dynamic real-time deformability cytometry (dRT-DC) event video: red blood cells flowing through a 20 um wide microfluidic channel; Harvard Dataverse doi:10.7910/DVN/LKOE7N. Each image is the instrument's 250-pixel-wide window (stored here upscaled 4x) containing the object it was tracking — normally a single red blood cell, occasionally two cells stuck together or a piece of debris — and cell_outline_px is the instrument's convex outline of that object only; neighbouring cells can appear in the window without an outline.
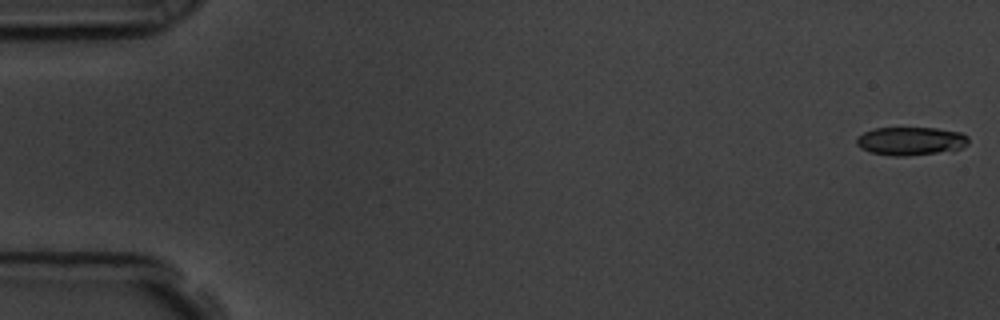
{"species": "common noctule bat (a hibernating species)", "species_latin": "Nyctalus noctula", "temperature_condition": "room temperature", "stored_images_in_passage": 17, "camera_frame_rate_fps": 3000, "um_per_image_px": 0.085, "animal": {"sex": "male", "body_mass_g": 19.5, "forearm_length_mm": 54.6}, "frame": {"image": 1, "passage_image": 1, "time_ms": 0.0, "image_size_px": [1000, 320], "cell_outline_px": [[968, 144], [952, 152], [904, 156], [892, 156], [872, 152], [860, 148], [856, 144], [856, 140], [864, 132], [872, 128], [936, 128], [960, 132], [968, 136]], "centroid_in_image_um": [77.45, 12.0], "position_along_channel_um": 7.5, "area_um2": 18.67}}
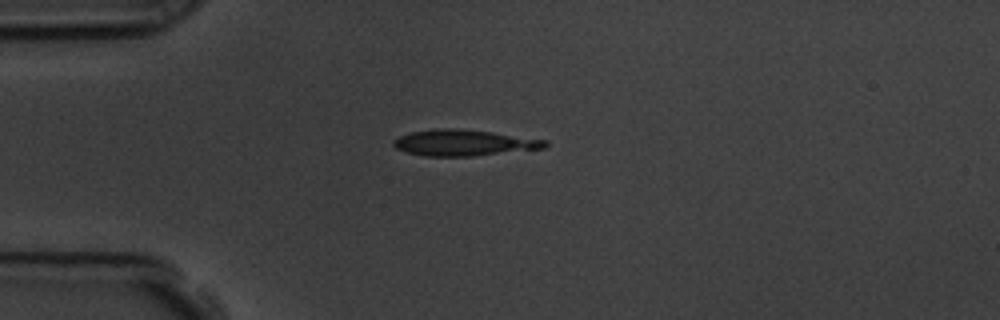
{"frame": {"image": 2, "passage_image": 15, "time_ms": 4.667, "image_size_px": [1000, 320], "cell_outline_px": [[548, 144], [544, 148], [472, 156], [424, 156], [404, 152], [396, 148], [392, 144], [392, 140], [400, 136], [412, 132], [436, 128], [460, 128], [492, 132], [548, 140]], "centroid_in_image_um": [39.4, 12.13], "position_along_channel_um": 45.6, "area_um2": 23.12}}